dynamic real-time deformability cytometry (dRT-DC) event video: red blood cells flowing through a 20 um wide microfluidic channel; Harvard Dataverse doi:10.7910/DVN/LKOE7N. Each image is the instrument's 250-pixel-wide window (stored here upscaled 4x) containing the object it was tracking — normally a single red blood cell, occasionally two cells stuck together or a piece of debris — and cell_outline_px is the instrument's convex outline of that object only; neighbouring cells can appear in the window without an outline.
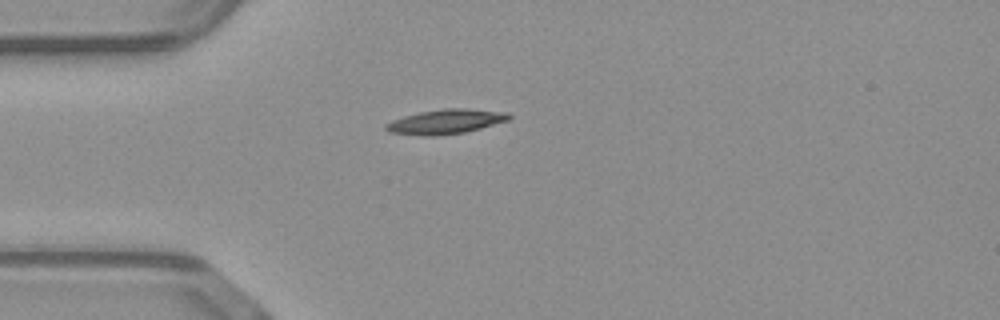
{"species": "common noctule bat (a hibernating species)", "species_latin": "Nyctalus noctula", "temperature_condition": "warm", "stored_images_in_passage": 38, "camera_frame_rate_fps": 3000, "um_per_image_px": 0.085, "animal": {"sex": "male", "body_mass_g": 23.1, "forearm_length_mm": 52.7}, "frame": {"image": 1, "passage_image": 1, "time_ms": 0.0, "image_size_px": [1000, 320], "cell_outline_px": [[512, 116], [508, 120], [480, 128], [464, 132], [432, 136], [424, 136], [388, 132], [384, 128], [384, 124], [392, 120], [404, 116], [420, 112], [444, 108], [468, 108], [508, 112]], "centroid_in_image_um": [37.87, 10.33], "position_along_channel_um": 47.1, "area_um2": 17.63}}
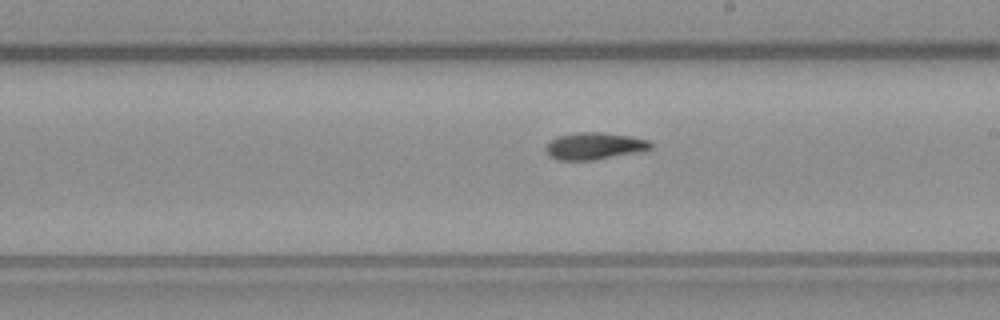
{"frame": {"image": 2, "passage_image": 16, "time_ms": 5.0, "image_size_px": [1000, 320], "cell_outline_px": [[652, 148], [644, 152], [596, 160], [556, 160], [548, 156], [544, 148], [556, 136], [572, 132], [604, 132], [632, 136], [648, 140], [652, 144]], "centroid_in_image_um": [50.55, 12.41], "position_along_channel_um": 238.5, "area_um2": 17.05}}
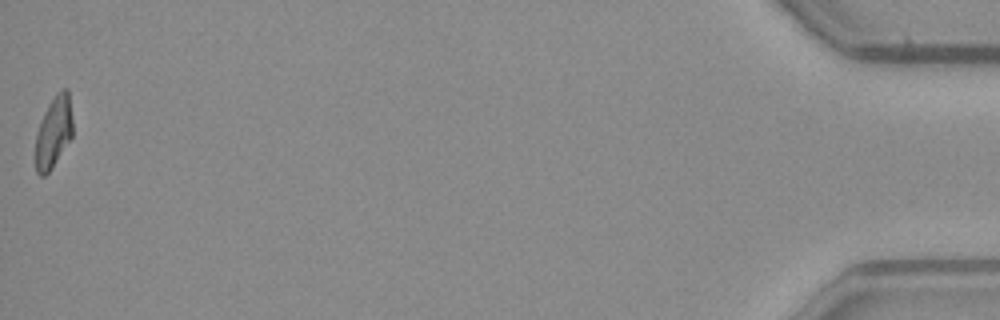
{"frame": {"image": 3, "passage_image": 38, "time_ms": 12.333, "image_size_px": [1000, 320], "cell_outline_px": [[72, 136], [52, 168], [44, 176], [40, 176], [36, 172], [36, 136], [44, 112], [48, 104], [56, 92], [64, 88], [68, 88], [72, 120]], "centroid_in_image_um": [4.56, 11.21], "position_along_channel_um": 430.6, "area_um2": 15.32}, "authors_computed_cell_mechanics": {"area_um2": 16.3285, "velocity_mm_per_s": 4.0835, "shape_relaxation_time_tau1_ms": 6.7133, "shape_relaxation_time_tau2_ms": 2.4805, "deformation_change_tau1": 0.2545, "deformation_change_tau2": 0.0904}}